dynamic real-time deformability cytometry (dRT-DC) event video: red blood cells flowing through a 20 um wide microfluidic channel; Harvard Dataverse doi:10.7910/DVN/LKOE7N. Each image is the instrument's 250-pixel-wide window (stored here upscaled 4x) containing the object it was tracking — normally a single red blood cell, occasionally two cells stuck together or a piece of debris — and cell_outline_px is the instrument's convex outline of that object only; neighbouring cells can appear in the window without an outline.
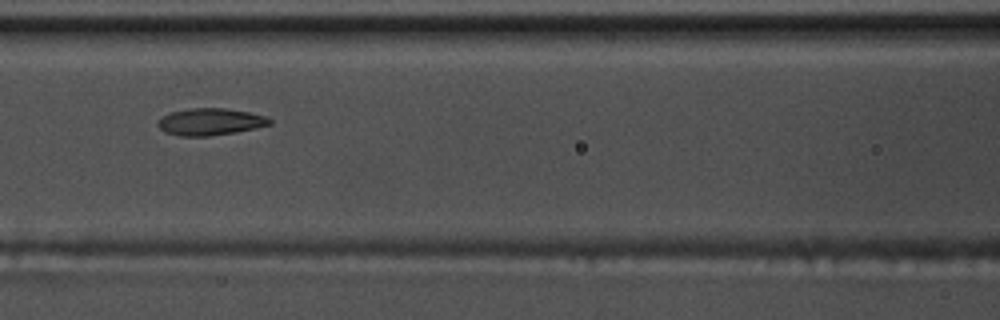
{"species": "common noctule bat (a hibernating species)", "species_latin": "Nyctalus noctula", "temperature_condition": "warm", "stored_images_in_passage": 48, "camera_frame_rate_fps": 3000, "um_per_image_px": 0.085, "animal": {"sex": "male", "body_mass_g": 17.5, "forearm_length_mm": 52.3}, "frame": {"image": 1, "passage_image": 17, "time_ms": 5.333, "image_size_px": [1000, 320], "cell_outline_px": [[272, 124], [232, 132], [208, 136], [180, 136], [164, 132], [156, 124], [164, 116], [172, 112], [192, 108], [228, 108], [248, 112], [264, 116], [272, 120]], "centroid_in_image_um": [17.85, 10.35], "position_along_channel_um": 148.7, "area_um2": 17.22}}
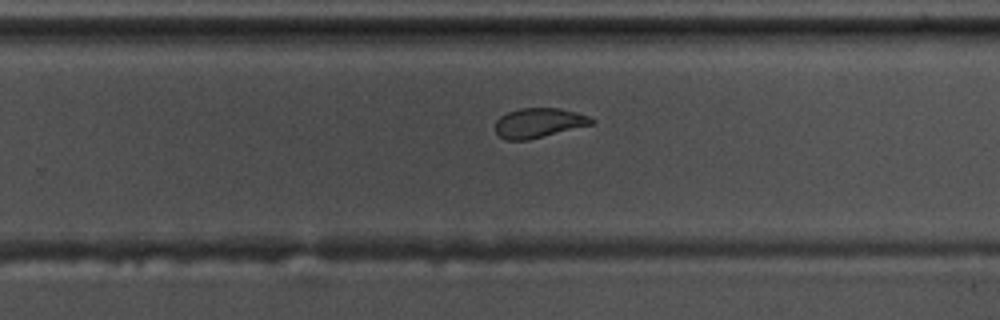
{"frame": {"image": 2, "passage_image": 28, "time_ms": 9.0, "image_size_px": [1000, 320], "cell_outline_px": [[596, 124], [528, 140], [504, 140], [496, 132], [496, 120], [500, 116], [508, 112], [520, 108], [560, 108], [576, 112], [588, 116], [596, 120]], "centroid_in_image_um": [45.84, 10.45], "position_along_channel_um": 284.0, "area_um2": 16.82}}
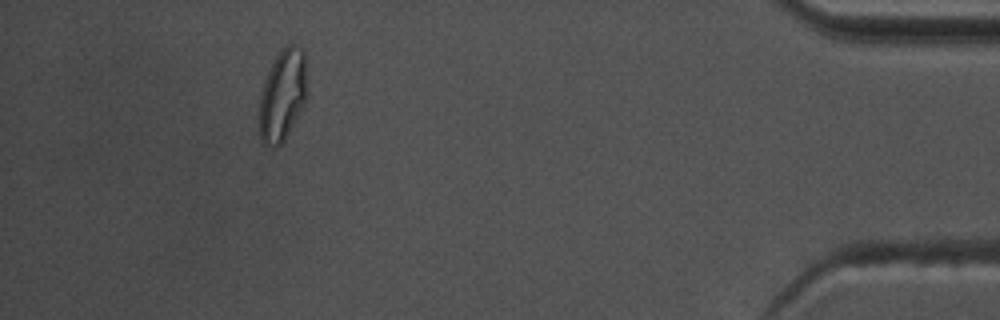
{"frame": {"image": 3, "passage_image": 43, "time_ms": 14.0, "image_size_px": [1000, 320], "cell_outline_px": [[308, 96], [304, 104], [284, 140], [276, 148], [272, 148], [264, 144], [260, 140], [260, 92], [264, 80], [276, 56], [288, 44], [296, 44], [304, 48], [308, 92]], "centroid_in_image_um": [24.04, 8.07], "position_along_channel_um": 411.2, "area_um2": 25.72}, "authors_computed_cell_mechanics": {"area_um2": 18.1492, "velocity_mm_per_s": 3.7041, "shape_relaxation_time_tau1_ms": null, "shape_relaxation_time_tau2_ms": 1.7332, "deformation_change_tau1": null, "deformation_change_tau2": 0.0806}}